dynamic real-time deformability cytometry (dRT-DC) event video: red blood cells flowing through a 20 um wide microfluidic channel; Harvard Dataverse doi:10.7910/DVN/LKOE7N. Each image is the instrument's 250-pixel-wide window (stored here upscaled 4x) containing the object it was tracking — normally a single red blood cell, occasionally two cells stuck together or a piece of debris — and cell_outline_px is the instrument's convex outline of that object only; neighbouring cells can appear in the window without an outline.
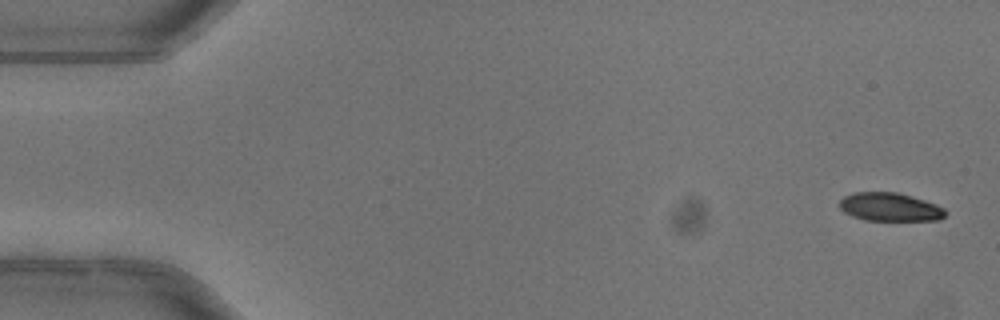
{"species": "common noctule bat (a hibernating species)", "species_latin": "Nyctalus noctula", "temperature_condition": "warm", "stored_images_in_passage": 5, "camera_frame_rate_fps": 3000, "um_per_image_px": 0.085, "animal": {"sex": "female"}, "frame": {"image": 1, "passage_image": 1, "time_ms": 0.0, "image_size_px": [1000, 320], "cell_outline_px": [[948, 212], [940, 220], [864, 220], [852, 216], [844, 212], [840, 208], [840, 200], [844, 196], [852, 192], [896, 192], [924, 200], [936, 204], [944, 208]], "centroid_in_image_um": [75.64, 17.59], "position_along_channel_um": 9.4, "area_um2": 17.51}}
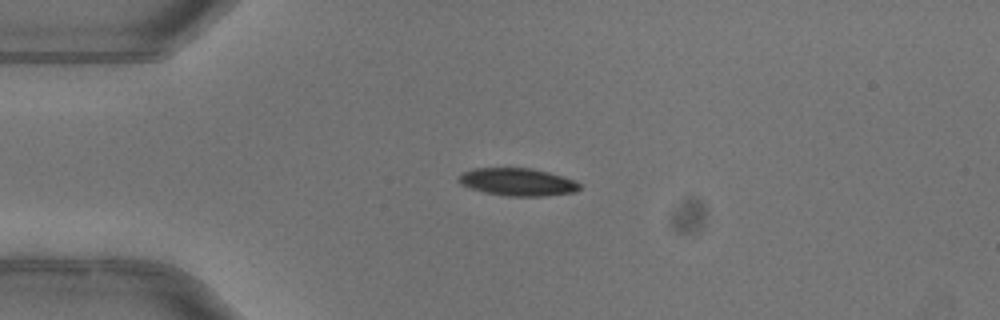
{"frame": {"image": 2, "passage_image": 4, "time_ms": 1.0, "image_size_px": [1000, 320], "cell_outline_px": [[580, 188], [576, 192], [544, 196], [508, 196], [484, 192], [460, 184], [456, 180], [464, 172], [472, 168], [528, 168], [548, 172], [572, 180], [580, 184]], "centroid_in_image_um": [43.97, 15.47], "position_along_channel_um": 41.0, "area_um2": 19.25}}